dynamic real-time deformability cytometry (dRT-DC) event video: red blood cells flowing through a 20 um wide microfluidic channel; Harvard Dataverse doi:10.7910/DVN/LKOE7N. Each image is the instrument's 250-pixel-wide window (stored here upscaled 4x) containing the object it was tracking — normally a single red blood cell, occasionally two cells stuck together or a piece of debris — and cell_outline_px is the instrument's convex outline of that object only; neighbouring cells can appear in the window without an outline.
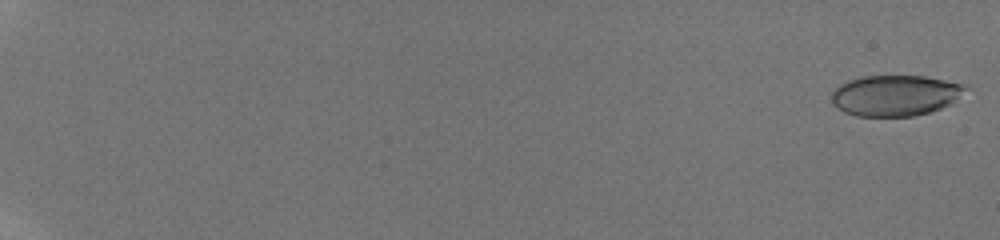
{"species": "human", "species_latin": "Homo sapiens", "temperature_condition": "room temperature", "stored_images_in_passage": 58, "camera_frame_rate_fps": 3000, "um_per_image_px": 0.085, "donor": {"sex": "male"}, "frame": {"image": 1, "passage_image": 1, "time_ms": 0.0, "image_size_px": [1000, 240], "cell_outline_px": [[968, 88], [948, 104], [940, 108], [916, 116], [856, 116], [844, 112], [836, 108], [832, 104], [832, 92], [840, 84], [848, 80], [860, 76], [924, 76], [968, 84]], "centroid_in_image_um": [76.06, 8.1], "position_along_channel_um": 8.9, "area_um2": 31.85}}
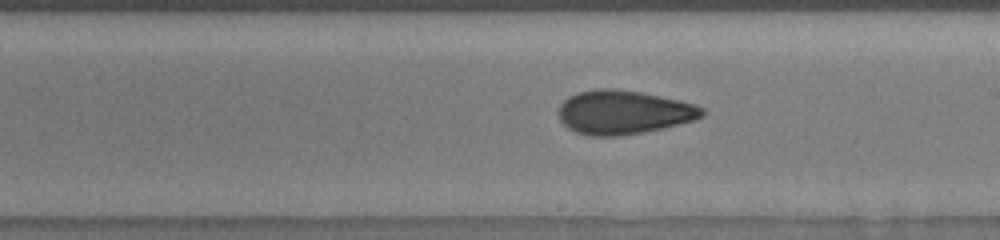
{"frame": {"image": 2, "passage_image": 38, "time_ms": 12.333, "image_size_px": [1000, 240], "cell_outline_px": [[704, 116], [692, 120], [664, 128], [644, 132], [620, 136], [588, 136], [576, 132], [568, 128], [560, 120], [556, 112], [560, 104], [568, 96], [576, 92], [596, 88], [616, 88], [640, 92], [680, 100], [696, 104], [704, 108]], "centroid_in_image_um": [52.96, 9.53], "position_along_channel_um": 236.0, "area_um2": 37.11}}
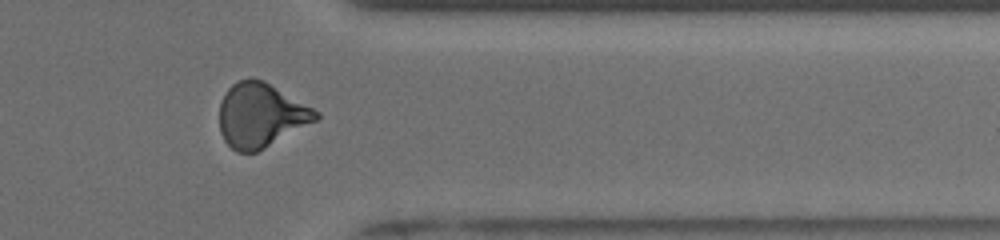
{"frame": {"image": 3, "passage_image": 50, "time_ms": 16.333, "image_size_px": [1000, 240], "cell_outline_px": [[320, 116], [316, 120], [264, 148], [256, 152], [236, 152], [224, 140], [220, 132], [220, 104], [228, 88], [232, 84], [240, 80], [252, 76], [264, 80], [320, 112]], "centroid_in_image_um": [22.15, 9.77], "position_along_channel_um": 389.3, "area_um2": 35.84}, "authors_computed_cell_mechanics": {"area_um2": 34.9401, "velocity_mm_per_s": 3.8903, "shape_relaxation_time_tau1_ms": 6.5777, "shape_relaxation_time_tau2_ms": 2.0585, "deformation_change_tau1": 0.191, "deformation_change_tau2": 0.081}}